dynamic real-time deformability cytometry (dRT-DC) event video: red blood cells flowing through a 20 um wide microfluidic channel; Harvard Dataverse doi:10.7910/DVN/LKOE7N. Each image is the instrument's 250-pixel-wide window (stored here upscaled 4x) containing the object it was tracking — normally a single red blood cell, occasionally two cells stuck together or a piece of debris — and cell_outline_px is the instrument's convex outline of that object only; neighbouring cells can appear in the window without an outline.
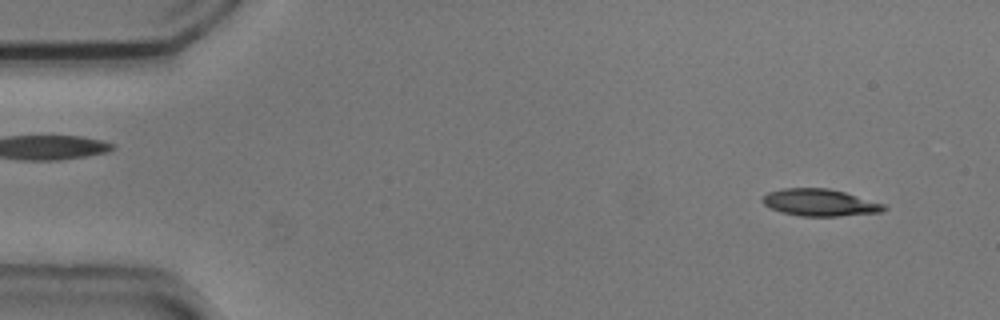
{"species": "common noctule bat (a hibernating species)", "species_latin": "Nyctalus noctula", "temperature_condition": "cold", "stored_images_in_passage": 33, "camera_frame_rate_fps": 3000, "um_per_image_px": 0.085, "animal": {"sex": "male", "body_mass_g": 20.5, "forearm_length_mm": 52.5}, "frame": {"image": 1, "passage_image": 4, "time_ms": 1.0, "image_size_px": [1000, 320], "cell_outline_px": [[888, 208], [884, 212], [840, 216], [800, 216], [784, 212], [772, 208], [764, 204], [760, 200], [768, 192], [784, 188], [828, 188], [844, 192], [884, 204]], "centroid_in_image_um": [69.71, 17.22], "position_along_channel_um": 15.3, "area_um2": 19.02}}
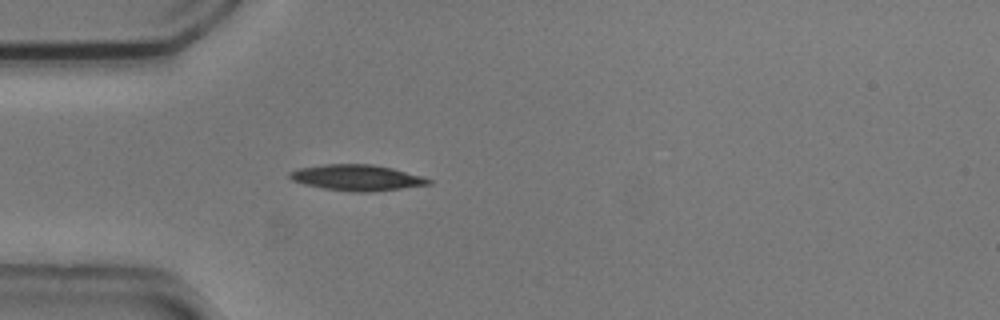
{"frame": {"image": 2, "passage_image": 15, "time_ms": 4.667, "image_size_px": [1000, 320], "cell_outline_px": [[432, 184], [372, 192], [356, 192], [324, 188], [304, 184], [292, 180], [288, 176], [288, 172], [296, 168], [324, 164], [372, 164], [392, 168], [420, 176], [432, 180]], "centroid_in_image_um": [30.29, 15.09], "position_along_channel_um": 54.7, "area_um2": 20.92}}
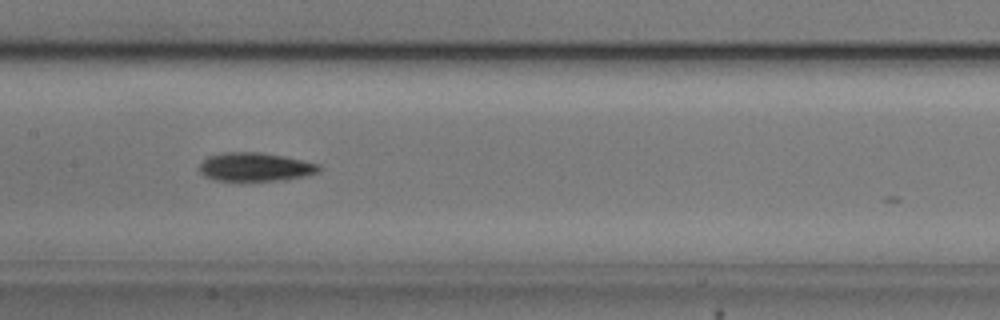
{"frame": {"image": 3, "passage_image": 26, "time_ms": 8.333, "image_size_px": [1000, 320], "cell_outline_px": [[320, 172], [308, 176], [276, 180], [216, 180], [204, 176], [200, 172], [200, 164], [208, 156], [224, 152], [260, 152], [284, 156], [320, 164]], "centroid_in_image_um": [21.72, 14.18], "position_along_channel_um": 185.7, "area_um2": 19.83}}